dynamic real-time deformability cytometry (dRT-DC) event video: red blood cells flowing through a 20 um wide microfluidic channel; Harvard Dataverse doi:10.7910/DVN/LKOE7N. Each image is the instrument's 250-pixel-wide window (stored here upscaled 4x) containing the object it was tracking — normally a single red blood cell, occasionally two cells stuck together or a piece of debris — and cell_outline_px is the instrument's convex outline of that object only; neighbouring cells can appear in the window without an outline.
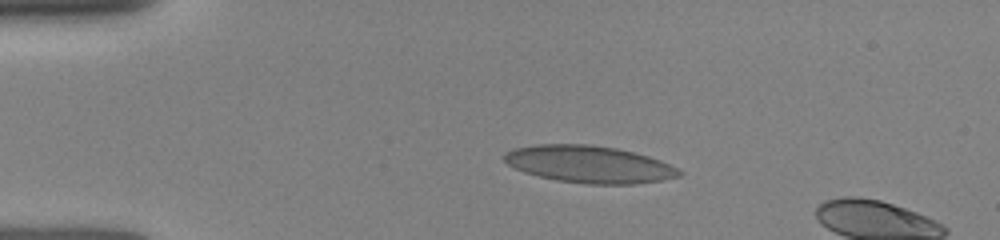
{"species": "human", "species_latin": "Homo sapiens", "temperature_condition": "room temperature", "stored_images_in_passage": 4, "camera_frame_rate_fps": 3000, "um_per_image_px": 0.085, "donor": {"sex": "female"}, "frame": {"image": 1, "passage_image": 2, "time_ms": 1.333, "image_size_px": [1000, 240], "cell_outline_px": [[684, 172], [680, 176], [660, 180], [632, 184], [588, 184], [556, 180], [524, 172], [508, 164], [504, 160], [504, 156], [512, 148], [532, 144], [592, 144], [616, 148], [648, 156], [660, 160]], "centroid_in_image_um": [50.06, 13.95], "position_along_channel_um": 34.9, "area_um2": 37.69}}